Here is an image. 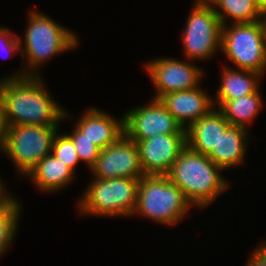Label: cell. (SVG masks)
Returning <instances> with one entry per match:
<instances>
[{
	"instance_id": "6da1fadb",
	"label": "cell",
	"mask_w": 266,
	"mask_h": 266,
	"mask_svg": "<svg viewBox=\"0 0 266 266\" xmlns=\"http://www.w3.org/2000/svg\"><path fill=\"white\" fill-rule=\"evenodd\" d=\"M42 77L0 79V99L7 126L63 124L65 107L48 91Z\"/></svg>"
},
{
	"instance_id": "7a4b0ae2",
	"label": "cell",
	"mask_w": 266,
	"mask_h": 266,
	"mask_svg": "<svg viewBox=\"0 0 266 266\" xmlns=\"http://www.w3.org/2000/svg\"><path fill=\"white\" fill-rule=\"evenodd\" d=\"M27 26L24 37L19 34L21 47V67L11 75L6 74L2 78H23L26 76H42L41 67L48 63V60L71 50H77L81 43L77 33L69 27L63 26L58 20L50 15L35 10H27ZM41 68V69H40Z\"/></svg>"
},
{
	"instance_id": "3957f363",
	"label": "cell",
	"mask_w": 266,
	"mask_h": 266,
	"mask_svg": "<svg viewBox=\"0 0 266 266\" xmlns=\"http://www.w3.org/2000/svg\"><path fill=\"white\" fill-rule=\"evenodd\" d=\"M223 171L208 155L186 146L166 176L194 209L205 210L231 187V182L222 175Z\"/></svg>"
},
{
	"instance_id": "277c9868",
	"label": "cell",
	"mask_w": 266,
	"mask_h": 266,
	"mask_svg": "<svg viewBox=\"0 0 266 266\" xmlns=\"http://www.w3.org/2000/svg\"><path fill=\"white\" fill-rule=\"evenodd\" d=\"M192 207L183 192L166 175H145L139 179L132 217L142 216L170 228L191 215Z\"/></svg>"
},
{
	"instance_id": "5b68a950",
	"label": "cell",
	"mask_w": 266,
	"mask_h": 266,
	"mask_svg": "<svg viewBox=\"0 0 266 266\" xmlns=\"http://www.w3.org/2000/svg\"><path fill=\"white\" fill-rule=\"evenodd\" d=\"M138 184L139 179L132 178H91L77 200V212L87 217H132L137 203Z\"/></svg>"
},
{
	"instance_id": "8992f818",
	"label": "cell",
	"mask_w": 266,
	"mask_h": 266,
	"mask_svg": "<svg viewBox=\"0 0 266 266\" xmlns=\"http://www.w3.org/2000/svg\"><path fill=\"white\" fill-rule=\"evenodd\" d=\"M233 68L250 70L264 76L266 72V23L222 25L221 52Z\"/></svg>"
},
{
	"instance_id": "52a82bcc",
	"label": "cell",
	"mask_w": 266,
	"mask_h": 266,
	"mask_svg": "<svg viewBox=\"0 0 266 266\" xmlns=\"http://www.w3.org/2000/svg\"><path fill=\"white\" fill-rule=\"evenodd\" d=\"M60 128L29 124L8 126L0 154L11 161L20 179H26V175L51 153L54 136Z\"/></svg>"
},
{
	"instance_id": "ba28073f",
	"label": "cell",
	"mask_w": 266,
	"mask_h": 266,
	"mask_svg": "<svg viewBox=\"0 0 266 266\" xmlns=\"http://www.w3.org/2000/svg\"><path fill=\"white\" fill-rule=\"evenodd\" d=\"M192 4L180 34L183 59L194 62L209 61L221 52L222 24L205 0H195Z\"/></svg>"
},
{
	"instance_id": "9c48e42d",
	"label": "cell",
	"mask_w": 266,
	"mask_h": 266,
	"mask_svg": "<svg viewBox=\"0 0 266 266\" xmlns=\"http://www.w3.org/2000/svg\"><path fill=\"white\" fill-rule=\"evenodd\" d=\"M143 65L153 84L154 99H159L168 93L190 90L203 83L205 70L188 59L160 56L150 59Z\"/></svg>"
},
{
	"instance_id": "30bf717a",
	"label": "cell",
	"mask_w": 266,
	"mask_h": 266,
	"mask_svg": "<svg viewBox=\"0 0 266 266\" xmlns=\"http://www.w3.org/2000/svg\"><path fill=\"white\" fill-rule=\"evenodd\" d=\"M124 114V134L134 142L158 134H186V129L175 120L159 99L132 106Z\"/></svg>"
},
{
	"instance_id": "8fae6325",
	"label": "cell",
	"mask_w": 266,
	"mask_h": 266,
	"mask_svg": "<svg viewBox=\"0 0 266 266\" xmlns=\"http://www.w3.org/2000/svg\"><path fill=\"white\" fill-rule=\"evenodd\" d=\"M89 171L95 179H140L145 176L137 144L125 134L100 150L96 163Z\"/></svg>"
},
{
	"instance_id": "7c38bea8",
	"label": "cell",
	"mask_w": 266,
	"mask_h": 266,
	"mask_svg": "<svg viewBox=\"0 0 266 266\" xmlns=\"http://www.w3.org/2000/svg\"><path fill=\"white\" fill-rule=\"evenodd\" d=\"M136 144L145 175H167L187 146L186 134H158Z\"/></svg>"
},
{
	"instance_id": "4fadbf2b",
	"label": "cell",
	"mask_w": 266,
	"mask_h": 266,
	"mask_svg": "<svg viewBox=\"0 0 266 266\" xmlns=\"http://www.w3.org/2000/svg\"><path fill=\"white\" fill-rule=\"evenodd\" d=\"M73 116L65 109L63 121H75L73 125L100 149L115 143L124 134V114L116 119L105 110L89 106L77 119L76 114Z\"/></svg>"
},
{
	"instance_id": "5bb4252c",
	"label": "cell",
	"mask_w": 266,
	"mask_h": 266,
	"mask_svg": "<svg viewBox=\"0 0 266 266\" xmlns=\"http://www.w3.org/2000/svg\"><path fill=\"white\" fill-rule=\"evenodd\" d=\"M202 86L190 90L168 93L159 100L175 120L187 129L198 119L207 115L213 108V95Z\"/></svg>"
},
{
	"instance_id": "9a60e30c",
	"label": "cell",
	"mask_w": 266,
	"mask_h": 266,
	"mask_svg": "<svg viewBox=\"0 0 266 266\" xmlns=\"http://www.w3.org/2000/svg\"><path fill=\"white\" fill-rule=\"evenodd\" d=\"M250 134L248 129L231 125L221 134L217 147L208 155L209 159L224 171L245 165L252 139Z\"/></svg>"
},
{
	"instance_id": "2e32d148",
	"label": "cell",
	"mask_w": 266,
	"mask_h": 266,
	"mask_svg": "<svg viewBox=\"0 0 266 266\" xmlns=\"http://www.w3.org/2000/svg\"><path fill=\"white\" fill-rule=\"evenodd\" d=\"M228 66L222 65V69L219 70L220 85L217 86L213 97L214 108H218L225 101L256 93L261 88L260 81L263 80L261 79L263 75L250 70L233 68L229 64Z\"/></svg>"
},
{
	"instance_id": "e0dca14e",
	"label": "cell",
	"mask_w": 266,
	"mask_h": 266,
	"mask_svg": "<svg viewBox=\"0 0 266 266\" xmlns=\"http://www.w3.org/2000/svg\"><path fill=\"white\" fill-rule=\"evenodd\" d=\"M230 126L222 113L213 108L186 129L187 146L198 153L209 155L217 147L221 134Z\"/></svg>"
},
{
	"instance_id": "ac0fdd59",
	"label": "cell",
	"mask_w": 266,
	"mask_h": 266,
	"mask_svg": "<svg viewBox=\"0 0 266 266\" xmlns=\"http://www.w3.org/2000/svg\"><path fill=\"white\" fill-rule=\"evenodd\" d=\"M77 174H75L62 161L53 154L44 157L27 175V180L33 183L34 188L41 193L51 194L61 192L69 187Z\"/></svg>"
},
{
	"instance_id": "d6986e66",
	"label": "cell",
	"mask_w": 266,
	"mask_h": 266,
	"mask_svg": "<svg viewBox=\"0 0 266 266\" xmlns=\"http://www.w3.org/2000/svg\"><path fill=\"white\" fill-rule=\"evenodd\" d=\"M261 88L253 94L223 102L217 109L232 126L249 130V125L255 121L264 107Z\"/></svg>"
},
{
	"instance_id": "ffe728a7",
	"label": "cell",
	"mask_w": 266,
	"mask_h": 266,
	"mask_svg": "<svg viewBox=\"0 0 266 266\" xmlns=\"http://www.w3.org/2000/svg\"><path fill=\"white\" fill-rule=\"evenodd\" d=\"M217 14L222 25L252 23L264 20L255 0H205Z\"/></svg>"
},
{
	"instance_id": "44dd1931",
	"label": "cell",
	"mask_w": 266,
	"mask_h": 266,
	"mask_svg": "<svg viewBox=\"0 0 266 266\" xmlns=\"http://www.w3.org/2000/svg\"><path fill=\"white\" fill-rule=\"evenodd\" d=\"M21 201L16 195L0 208V258L9 252V248L15 242L19 234L18 226L21 223Z\"/></svg>"
},
{
	"instance_id": "7402d4cb",
	"label": "cell",
	"mask_w": 266,
	"mask_h": 266,
	"mask_svg": "<svg viewBox=\"0 0 266 266\" xmlns=\"http://www.w3.org/2000/svg\"><path fill=\"white\" fill-rule=\"evenodd\" d=\"M58 132L59 131H57L53 139L51 154L76 173L77 165H79V163L81 164V161L75 146L71 138L66 134V131L64 133Z\"/></svg>"
},
{
	"instance_id": "603a6c76",
	"label": "cell",
	"mask_w": 266,
	"mask_h": 266,
	"mask_svg": "<svg viewBox=\"0 0 266 266\" xmlns=\"http://www.w3.org/2000/svg\"><path fill=\"white\" fill-rule=\"evenodd\" d=\"M66 134L71 138L80 161L82 164L84 163L86 169L90 170L96 163L101 149L85 137V134L74 125L71 132H67Z\"/></svg>"
},
{
	"instance_id": "cb8c5ba5",
	"label": "cell",
	"mask_w": 266,
	"mask_h": 266,
	"mask_svg": "<svg viewBox=\"0 0 266 266\" xmlns=\"http://www.w3.org/2000/svg\"><path fill=\"white\" fill-rule=\"evenodd\" d=\"M7 54L6 58L21 54L19 35L7 26H0V57ZM10 55V56H9ZM3 58V57H2Z\"/></svg>"
},
{
	"instance_id": "d4e9b609",
	"label": "cell",
	"mask_w": 266,
	"mask_h": 266,
	"mask_svg": "<svg viewBox=\"0 0 266 266\" xmlns=\"http://www.w3.org/2000/svg\"><path fill=\"white\" fill-rule=\"evenodd\" d=\"M252 251V252H251ZM246 266H266V241L257 243L253 250H250Z\"/></svg>"
},
{
	"instance_id": "484cf974",
	"label": "cell",
	"mask_w": 266,
	"mask_h": 266,
	"mask_svg": "<svg viewBox=\"0 0 266 266\" xmlns=\"http://www.w3.org/2000/svg\"><path fill=\"white\" fill-rule=\"evenodd\" d=\"M7 128L8 126H7V122L5 119L4 108H3L2 101L0 99V151L5 142Z\"/></svg>"
},
{
	"instance_id": "4316f807",
	"label": "cell",
	"mask_w": 266,
	"mask_h": 266,
	"mask_svg": "<svg viewBox=\"0 0 266 266\" xmlns=\"http://www.w3.org/2000/svg\"><path fill=\"white\" fill-rule=\"evenodd\" d=\"M2 177H0V208L3 207L6 203H8L15 195H13L12 191L9 187H7V183L5 184V181L1 180Z\"/></svg>"
},
{
	"instance_id": "83f0119b",
	"label": "cell",
	"mask_w": 266,
	"mask_h": 266,
	"mask_svg": "<svg viewBox=\"0 0 266 266\" xmlns=\"http://www.w3.org/2000/svg\"><path fill=\"white\" fill-rule=\"evenodd\" d=\"M258 10L263 16H266V0H255Z\"/></svg>"
}]
</instances>
